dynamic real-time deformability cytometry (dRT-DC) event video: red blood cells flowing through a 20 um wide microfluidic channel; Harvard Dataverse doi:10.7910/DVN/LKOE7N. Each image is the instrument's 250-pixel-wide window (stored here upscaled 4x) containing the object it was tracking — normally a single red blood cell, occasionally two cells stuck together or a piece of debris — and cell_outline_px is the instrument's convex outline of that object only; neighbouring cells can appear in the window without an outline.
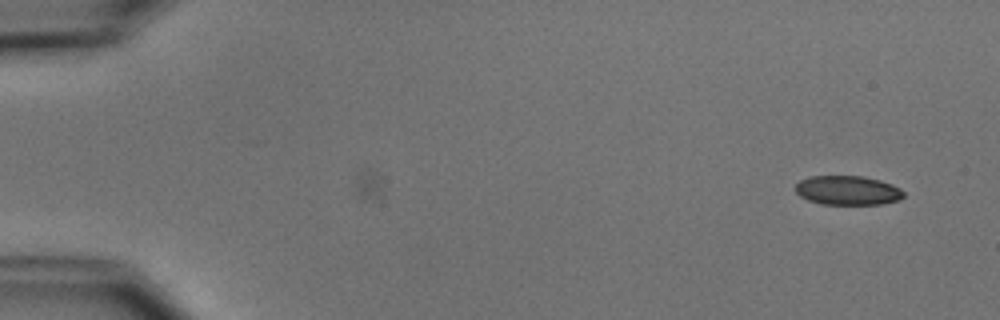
{"species": "common noctule bat (a hibernating species)", "species_latin": "Nyctalus noctula", "temperature_condition": "cold", "stored_images_in_passage": 52, "camera_frame_rate_fps": 3000, "um_per_image_px": 0.085, "animal": {"sex": "male", "body_mass_g": 15.6}, "frame": {"image": 1, "passage_image": 1, "time_ms": 0.0, "image_size_px": [1000, 320], "cell_outline_px": [[904, 196], [900, 200], [880, 204], [820, 204], [808, 200], [800, 196], [796, 192], [796, 184], [800, 180], [812, 176], [860, 176], [880, 180], [892, 184], [900, 188], [904, 192]], "centroid_in_image_um": [72.06, 16.18], "position_along_channel_um": 12.9, "area_um2": 18.44}}
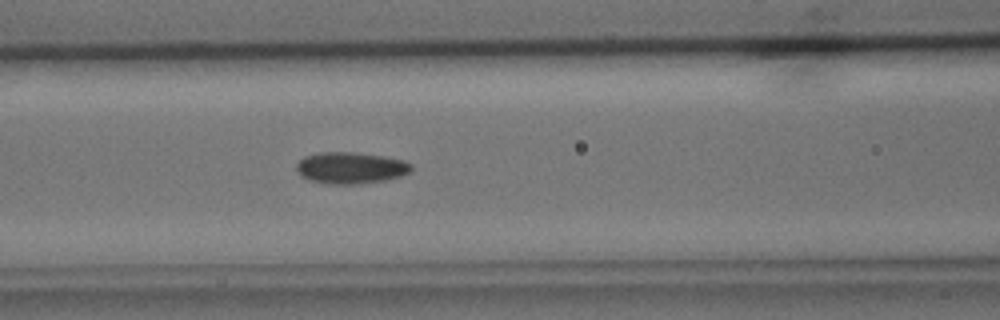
{"frame": {"image": 2, "passage_image": 21, "time_ms": 6.667, "image_size_px": [1000, 320], "cell_outline_px": [[412, 168], [408, 172], [400, 176], [384, 180], [356, 184], [332, 184], [312, 180], [304, 176], [296, 168], [296, 164], [304, 156], [320, 152], [356, 152], [384, 156], [404, 160], [412, 164]], "centroid_in_image_um": [29.83, 14.25], "position_along_channel_um": 136.8, "area_um2": 20.87}}
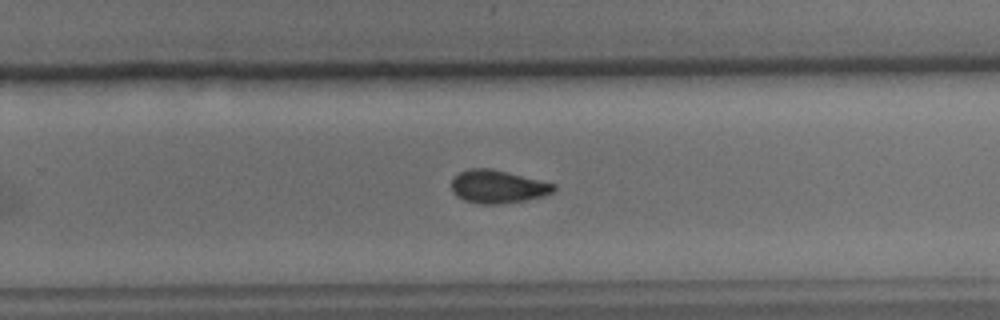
{"frame": {"image": 3, "passage_image": 33, "time_ms": 10.667, "image_size_px": [1000, 320], "cell_outline_px": [[556, 188], [552, 192], [544, 196], [524, 200], [500, 204], [480, 204], [464, 200], [456, 196], [452, 192], [452, 176], [468, 168], [488, 168], [556, 184]], "centroid_in_image_um": [42.26, 15.87], "position_along_channel_um": 287.5, "area_um2": 19.59}}